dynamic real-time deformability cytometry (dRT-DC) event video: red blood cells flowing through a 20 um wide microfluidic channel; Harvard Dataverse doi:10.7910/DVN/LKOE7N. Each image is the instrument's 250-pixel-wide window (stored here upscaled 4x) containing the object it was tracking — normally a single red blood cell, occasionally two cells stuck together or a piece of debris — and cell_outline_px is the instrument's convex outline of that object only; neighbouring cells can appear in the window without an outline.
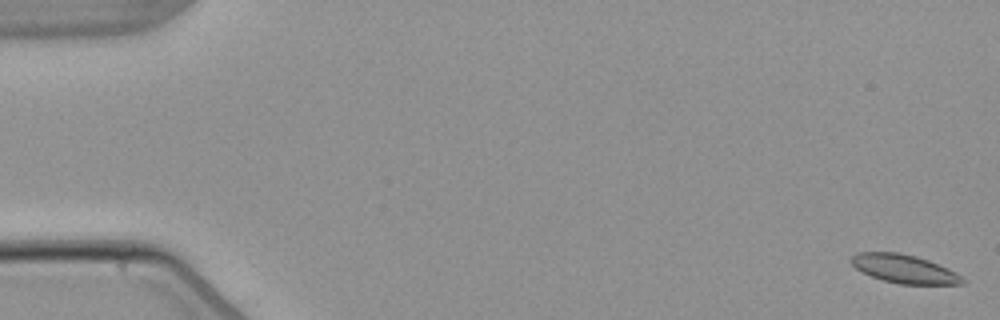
{"species": "common noctule bat (a hibernating species)", "species_latin": "Nyctalus noctula", "temperature_condition": "warm", "stored_images_in_passage": 6, "camera_frame_rate_fps": 3000, "um_per_image_px": 0.085, "animal": {"sex": "male", "body_mass_g": 21.5, "forearm_length_mm": 52.0}, "frame": {"image": 1, "passage_image": 1, "time_ms": 0.0, "image_size_px": [1000, 320], "cell_outline_px": [[968, 280], [964, 284], [900, 284], [884, 280], [872, 276], [856, 268], [848, 260], [856, 252], [900, 252], [916, 256], [928, 260], [948, 268], [956, 272]], "centroid_in_image_um": [76.89, 22.84], "position_along_channel_um": 8.1, "area_um2": 18.55}}
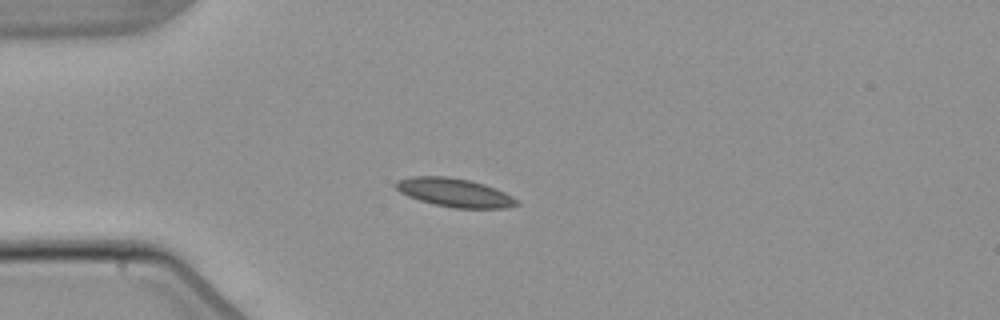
{"frame": {"image": 2, "passage_image": 4, "time_ms": 4.667, "image_size_px": [1000, 320], "cell_outline_px": [[520, 204], [508, 208], [452, 208], [420, 200], [408, 196], [400, 192], [392, 184], [396, 180], [412, 176], [448, 176], [468, 180], [484, 184], [504, 192], [512, 196]], "centroid_in_image_um": [38.61, 16.36], "position_along_channel_um": 46.4, "area_um2": 20.11}}
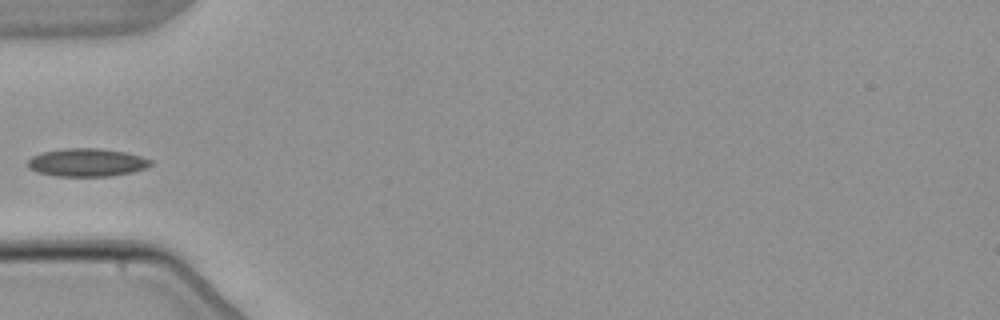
{"frame": {"image": 3, "passage_image": 5, "time_ms": 6.0, "image_size_px": [1000, 320], "cell_outline_px": [[152, 164], [148, 168], [132, 172], [112, 176], [56, 176], [36, 172], [28, 168], [28, 160], [32, 156], [44, 152], [64, 148], [100, 148], [128, 152], [152, 160]], "centroid_in_image_um": [7.41, 13.81], "position_along_channel_um": 77.6, "area_um2": 20.29}}